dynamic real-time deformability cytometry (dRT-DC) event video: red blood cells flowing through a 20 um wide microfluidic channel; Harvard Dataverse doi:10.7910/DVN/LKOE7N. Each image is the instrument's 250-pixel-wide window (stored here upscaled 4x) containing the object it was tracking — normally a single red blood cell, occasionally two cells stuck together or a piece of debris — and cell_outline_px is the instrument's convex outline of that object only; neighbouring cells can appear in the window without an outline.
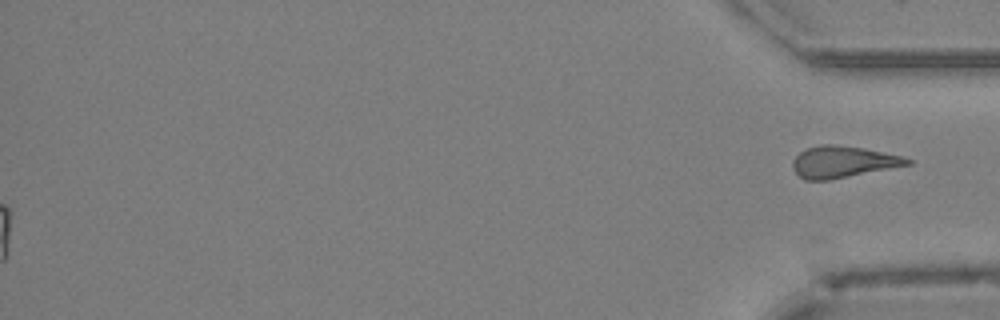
{"species": "Egyptian fruit bat (a non-hibernating species)", "species_latin": "Rousettus aegyptiacus", "temperature_condition": "cold", "stored_images_in_passage": 36, "segment_of_instrument_passage": [2, 2], "camera_frame_rate_fps": 3000, "um_per_image_px": 0.085, "animal": {"sex": "female"}, "frame": {"image": 1, "passage_image": 36, "time_ms": 11.667, "image_size_px": [1000, 320], "cell_outline_px": [[912, 164], [828, 180], [804, 180], [792, 168], [792, 160], [800, 152], [808, 148], [820, 144], [832, 144], [864, 148], [904, 156], [912, 160]], "centroid_in_image_um": [71.65, 13.75], "position_along_channel_um": 363.6, "area_um2": 21.04}}